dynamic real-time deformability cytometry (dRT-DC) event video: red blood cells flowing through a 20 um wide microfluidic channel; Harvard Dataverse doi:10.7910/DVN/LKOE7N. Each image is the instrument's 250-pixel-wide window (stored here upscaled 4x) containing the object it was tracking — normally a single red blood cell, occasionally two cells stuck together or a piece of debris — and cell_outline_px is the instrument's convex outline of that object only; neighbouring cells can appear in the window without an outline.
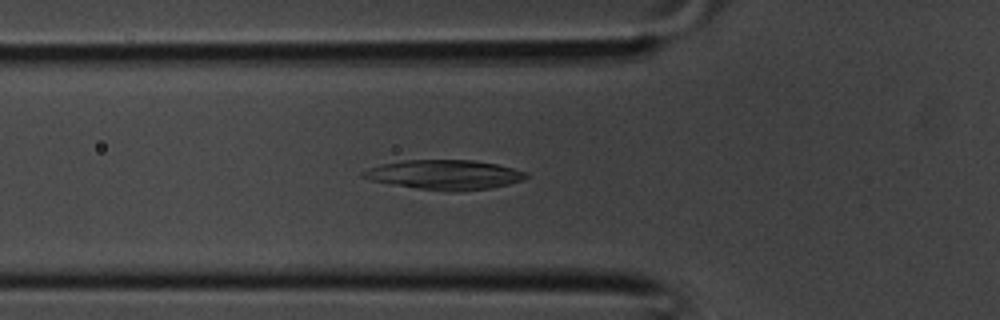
{"species": "common noctule bat (a hibernating species)", "species_latin": "Nyctalus noctula", "temperature_condition": "room temperature", "stored_images_in_passage": 34, "camera_frame_rate_fps": 3000, "um_per_image_px": 0.085, "animal": {"sex": "male", "body_mass_g": 20.1, "forearm_length_mm": 53.5}, "frame": {"image": 1, "passage_image": 10, "time_ms": 3.0, "image_size_px": [1000, 320], "cell_outline_px": [[528, 176], [524, 180], [492, 188], [460, 192], [448, 192], [416, 188], [392, 184], [372, 180], [360, 176], [360, 172], [368, 168], [380, 164], [404, 160], [476, 160], [496, 164], [528, 172]], "centroid_in_image_um": [37.8, 14.86], "position_along_channel_um": 88.0, "area_um2": 28.38}}
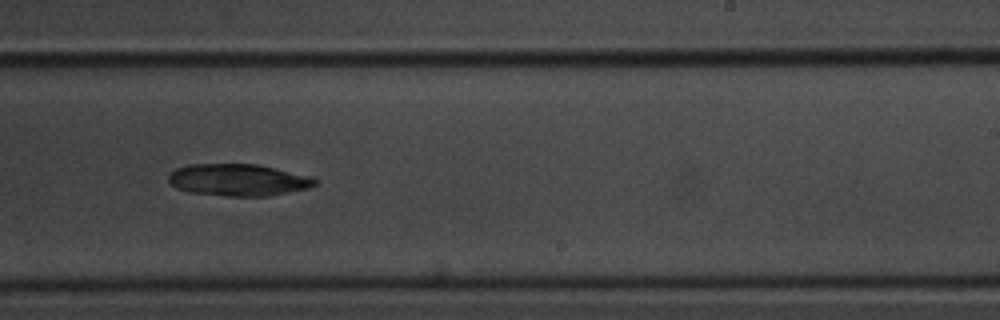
{"frame": {"image": 2, "passage_image": 20, "time_ms": 6.333, "image_size_px": [1000, 320], "cell_outline_px": [[316, 184], [308, 188], [268, 196], [228, 196], [188, 192], [176, 188], [168, 180], [168, 176], [176, 168], [188, 164], [256, 164], [312, 176], [316, 180]], "centroid_in_image_um": [20.23, 15.29], "position_along_channel_um": 268.8, "area_um2": 27.22}}
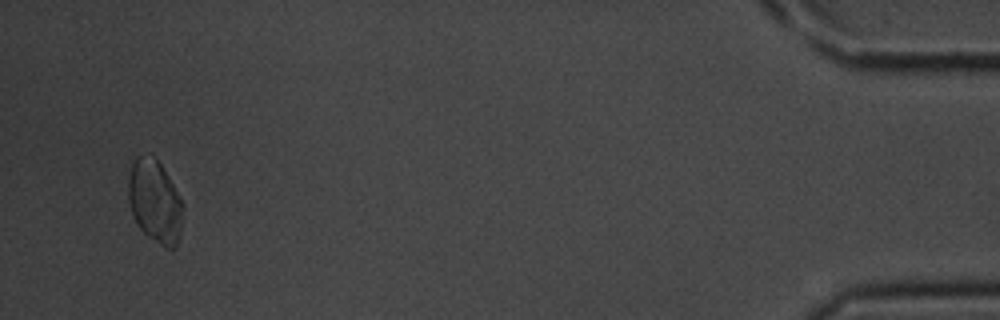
{"frame": {"image": 3, "passage_image": 33, "time_ms": 10.667, "image_size_px": [1000, 320], "cell_outline_px": [[184, 208], [180, 232], [176, 248], [164, 248], [148, 236], [136, 224], [128, 200], [128, 180], [132, 164], [136, 156], [152, 152], [160, 164], [184, 204]], "centroid_in_image_um": [13.16, 17.11], "position_along_channel_um": 422.0, "area_um2": 26.53}}